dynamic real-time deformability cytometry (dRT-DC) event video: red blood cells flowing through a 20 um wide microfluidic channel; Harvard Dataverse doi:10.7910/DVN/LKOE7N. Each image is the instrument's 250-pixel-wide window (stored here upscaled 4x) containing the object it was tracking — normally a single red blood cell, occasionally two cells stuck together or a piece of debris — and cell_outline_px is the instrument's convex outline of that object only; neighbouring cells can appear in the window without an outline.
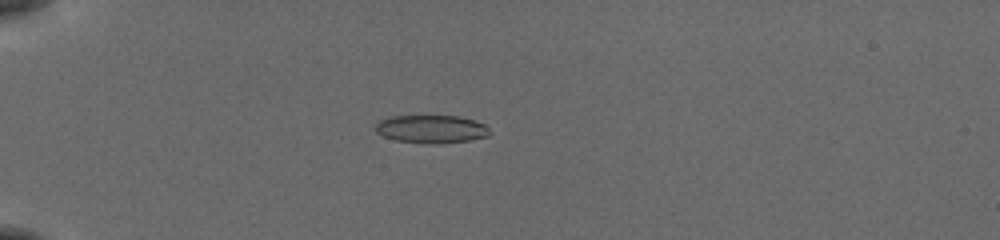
{"species": "common noctule bat (a hibernating species)", "species_latin": "Nyctalus noctula", "temperature_condition": "cold", "stored_images_in_passage": 39, "camera_frame_rate_fps": 3000, "um_per_image_px": 0.085, "animal": {"sex": "female", "body_mass_g": 19.5, "forearm_length_mm": 54.1}, "frame": {"image": 1, "passage_image": 1, "time_ms": 0.0, "image_size_px": [1000, 240], "cell_outline_px": [[492, 132], [488, 136], [468, 140], [440, 144], [436, 144], [396, 140], [384, 136], [376, 132], [376, 124], [380, 120], [392, 116], [460, 116], [484, 124]], "centroid_in_image_um": [36.68, 10.97], "position_along_channel_um": 48.3, "area_um2": 18.5}}
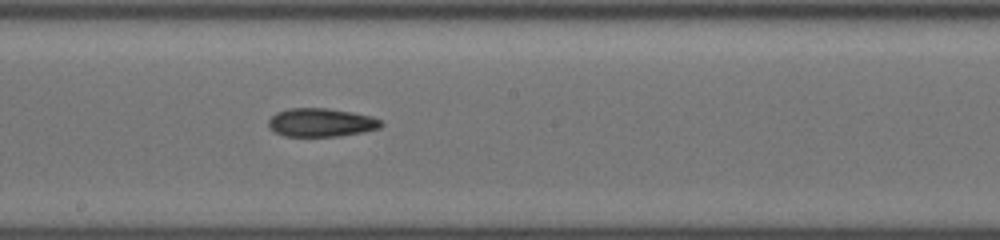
{"frame": {"image": 2, "passage_image": 17, "time_ms": 5.333, "image_size_px": [1000, 240], "cell_outline_px": [[384, 124], [380, 128], [364, 132], [340, 136], [284, 136], [272, 132], [268, 128], [268, 120], [276, 112], [288, 108], [328, 108], [352, 112], [372, 116], [380, 120]], "centroid_in_image_um": [27.27, 10.41], "position_along_channel_um": 220.9, "area_um2": 18.96}}
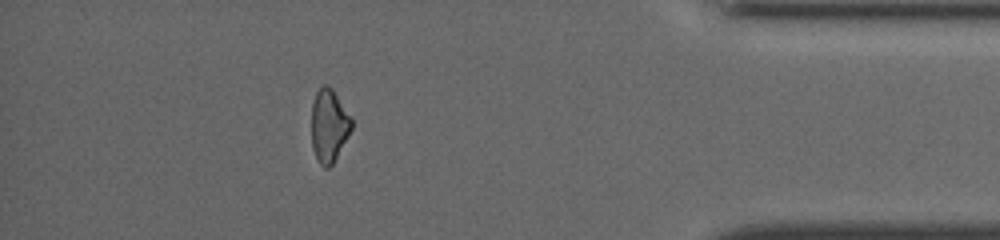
{"frame": {"image": 3, "passage_image": 34, "time_ms": 11.0, "image_size_px": [1000, 240], "cell_outline_px": [[352, 128], [348, 136], [332, 164], [328, 168], [324, 168], [320, 164], [312, 148], [312, 104], [316, 92], [324, 84], [328, 84], [332, 88], [352, 120]], "centroid_in_image_um": [27.95, 10.67], "position_along_channel_um": 407.3, "area_um2": 16.76}, "authors_computed_cell_mechanics": {"area_um2": 18.1492, "velocity_mm_per_s": 3.8768, "shape_relaxation_time_tau1_ms": 7.5001, "shape_relaxation_time_tau2_ms": 3.7573, "deformation_change_tau1": 0.1699, "deformation_change_tau2": 0.124}}